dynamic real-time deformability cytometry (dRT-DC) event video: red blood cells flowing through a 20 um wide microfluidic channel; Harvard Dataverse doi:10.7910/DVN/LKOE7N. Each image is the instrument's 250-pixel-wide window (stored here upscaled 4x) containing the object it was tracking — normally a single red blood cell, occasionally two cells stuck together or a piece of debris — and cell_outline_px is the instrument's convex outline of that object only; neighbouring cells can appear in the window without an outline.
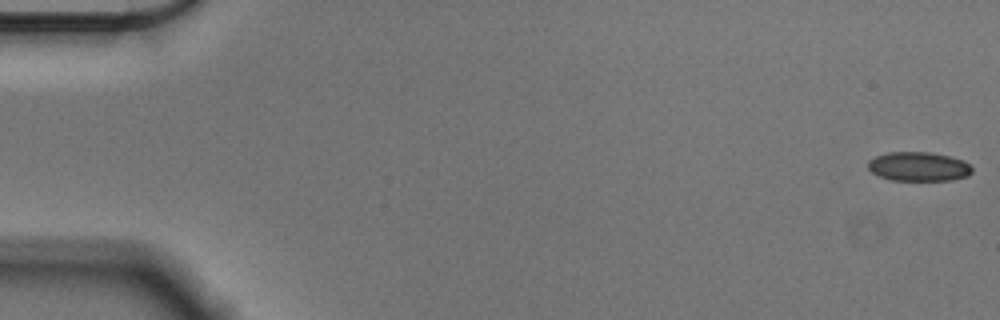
{"species": "Egyptian fruit bat (a non-hibernating species)", "species_latin": "Rousettus aegyptiacus", "temperature_condition": "cold", "stored_images_in_passage": 56, "camera_frame_rate_fps": 3000, "um_per_image_px": 0.085, "animal": {"sex": "male"}, "frame": {"image": 1, "passage_image": 1, "time_ms": 0.0, "image_size_px": [1000, 320], "cell_outline_px": [[972, 172], [968, 176], [952, 180], [892, 180], [880, 176], [872, 172], [868, 168], [868, 160], [876, 156], [888, 152], [932, 152], [952, 156], [964, 160], [972, 168]], "centroid_in_image_um": [78.11, 14.14], "position_along_channel_um": 6.9, "area_um2": 17.8}}
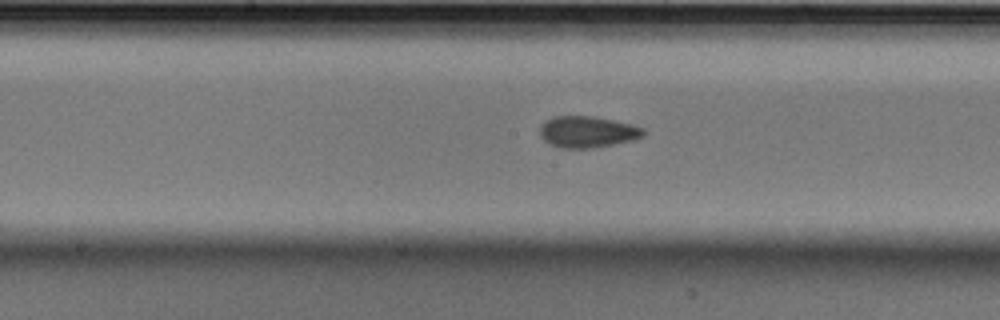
{"frame": {"image": 2, "passage_image": 29, "time_ms": 9.333, "image_size_px": [1000, 320], "cell_outline_px": [[644, 132], [640, 136], [632, 140], [592, 148], [560, 148], [548, 144], [540, 136], [540, 128], [544, 120], [552, 116], [592, 116], [632, 124], [644, 128]], "centroid_in_image_um": [49.86, 11.2], "position_along_channel_um": 198.3, "area_um2": 18.9}}
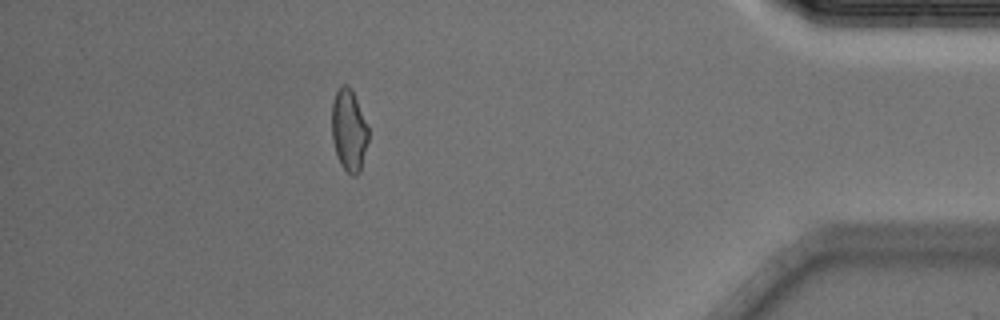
{"frame": {"image": 3, "passage_image": 50, "time_ms": 16.333, "image_size_px": [1000, 320], "cell_outline_px": [[368, 140], [360, 172], [356, 176], [352, 176], [340, 164], [336, 156], [332, 140], [332, 104], [336, 92], [340, 84], [348, 84], [352, 88], [368, 128]], "centroid_in_image_um": [29.64, 11.07], "position_along_channel_um": 405.6, "area_um2": 17.57}, "authors_computed_cell_mechanics": {"area_um2": 18.2648, "velocity_mm_per_s": 3.5919, "shape_relaxation_time_tau1_ms": 6.5339, "shape_relaxation_time_tau2_ms": 2.2162, "deformation_change_tau1": 0.1089, "deformation_change_tau2": 0.0701}}